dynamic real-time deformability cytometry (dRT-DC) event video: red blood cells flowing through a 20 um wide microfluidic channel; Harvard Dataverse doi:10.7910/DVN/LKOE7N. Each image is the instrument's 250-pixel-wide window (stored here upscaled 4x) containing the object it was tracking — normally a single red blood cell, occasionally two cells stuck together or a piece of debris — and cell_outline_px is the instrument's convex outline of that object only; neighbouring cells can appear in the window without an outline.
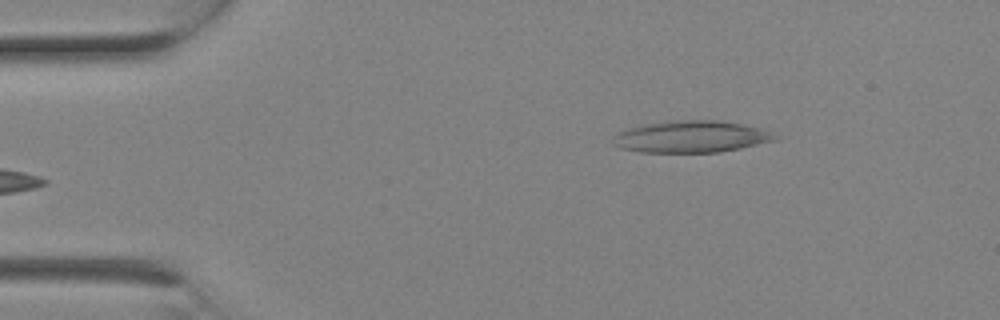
{"species": "Egyptian fruit bat (a non-hibernating species)", "species_latin": "Rousettus aegyptiacus", "temperature_condition": "room temperature", "stored_images_in_passage": 3, "camera_frame_rate_fps": 3000, "um_per_image_px": 0.085, "animal": {"sex": "female"}, "frame": {"image": 1, "passage_image": 3, "time_ms": 0.667, "image_size_px": [1000, 320], "cell_outline_px": [[776, 140], [740, 148], [720, 152], [640, 152], [620, 148], [612, 140], [620, 132], [628, 128], [640, 124], [676, 120], [716, 120], [740, 124], [760, 128], [776, 136]], "centroid_in_image_um": [58.72, 11.62], "position_along_channel_um": 26.3, "area_um2": 29.65}}